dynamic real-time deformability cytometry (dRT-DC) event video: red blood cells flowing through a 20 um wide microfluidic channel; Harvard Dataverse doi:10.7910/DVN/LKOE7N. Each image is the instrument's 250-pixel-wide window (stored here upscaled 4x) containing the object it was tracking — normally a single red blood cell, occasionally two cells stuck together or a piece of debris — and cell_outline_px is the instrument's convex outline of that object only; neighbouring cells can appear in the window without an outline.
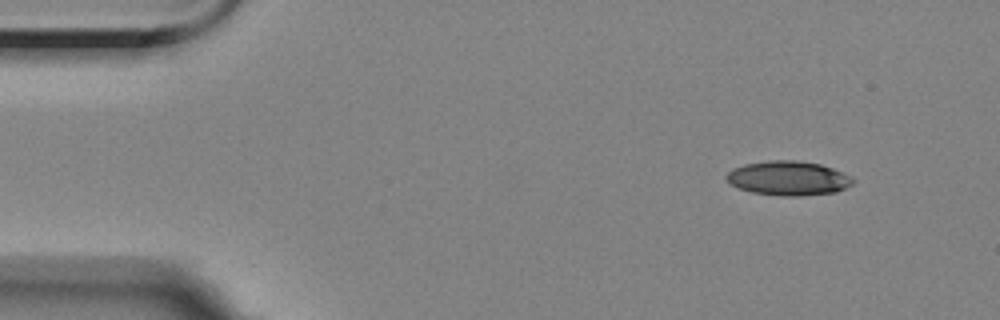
{"species": "Egyptian fruit bat (a non-hibernating species)", "species_latin": "Rousettus aegyptiacus", "temperature_condition": "room temperature", "stored_images_in_passage": 4, "camera_frame_rate_fps": 3000, "um_per_image_px": 0.085, "animal": {"sex": "female"}, "frame": {"image": 1, "passage_image": 1, "time_ms": 0.0, "image_size_px": [1000, 320], "cell_outline_px": [[856, 180], [852, 184], [836, 192], [800, 196], [780, 196], [752, 192], [740, 188], [732, 184], [724, 176], [732, 168], [744, 164], [772, 160], [796, 160], [820, 164], [832, 168], [852, 176]], "centroid_in_image_um": [67.02, 15.15], "position_along_channel_um": 18.0, "area_um2": 25.32}}
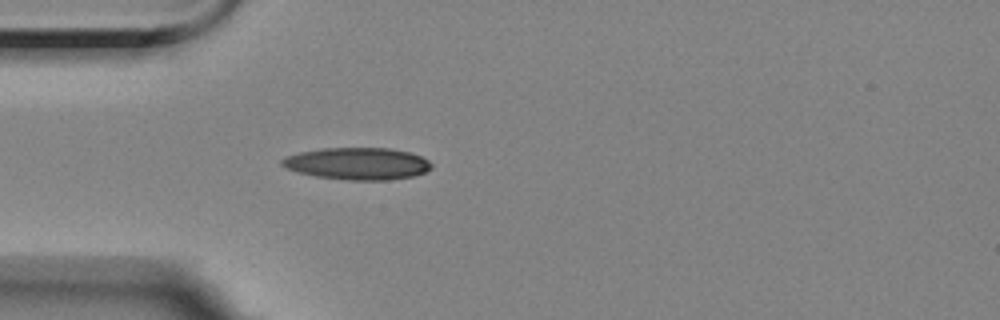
{"frame": {"image": 2, "passage_image": 4, "time_ms": 3.333, "image_size_px": [1000, 320], "cell_outline_px": [[432, 168], [424, 172], [412, 176], [388, 180], [348, 180], [316, 176], [296, 172], [280, 164], [280, 160], [284, 156], [300, 152], [324, 148], [388, 148], [408, 152], [420, 156], [428, 160], [432, 164]], "centroid_in_image_um": [30.36, 13.9], "position_along_channel_um": 54.6, "area_um2": 27.86}}